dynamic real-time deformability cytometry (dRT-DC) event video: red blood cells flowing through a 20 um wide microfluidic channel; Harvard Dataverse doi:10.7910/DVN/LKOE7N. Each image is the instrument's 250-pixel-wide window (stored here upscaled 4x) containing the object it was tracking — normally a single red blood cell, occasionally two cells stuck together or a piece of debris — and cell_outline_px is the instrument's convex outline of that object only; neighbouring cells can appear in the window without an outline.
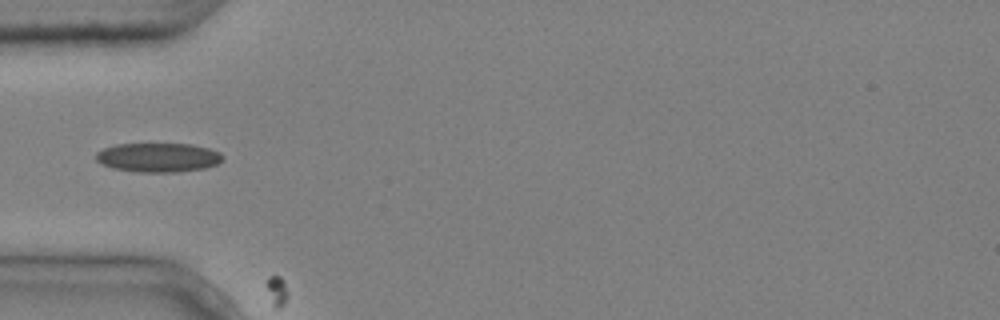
{"species": "common noctule bat (a hibernating species)", "species_latin": "Nyctalus noctula", "temperature_condition": "cold", "stored_images_in_passage": 2, "camera_frame_rate_fps": 3000, "um_per_image_px": 0.085, "animal": {"sex": "male", "body_mass_g": 20.4}, "frame": {"image": 1, "passage_image": 1, "time_ms": 0.0, "image_size_px": [1000, 320], "cell_outline_px": [[224, 156], [216, 164], [204, 168], [176, 172], [132, 172], [112, 168], [96, 160], [96, 152], [104, 148], [116, 144], [192, 144], [208, 148], [220, 152]], "centroid_in_image_um": [13.43, 13.38], "position_along_channel_um": 71.6, "area_um2": 21.5}}